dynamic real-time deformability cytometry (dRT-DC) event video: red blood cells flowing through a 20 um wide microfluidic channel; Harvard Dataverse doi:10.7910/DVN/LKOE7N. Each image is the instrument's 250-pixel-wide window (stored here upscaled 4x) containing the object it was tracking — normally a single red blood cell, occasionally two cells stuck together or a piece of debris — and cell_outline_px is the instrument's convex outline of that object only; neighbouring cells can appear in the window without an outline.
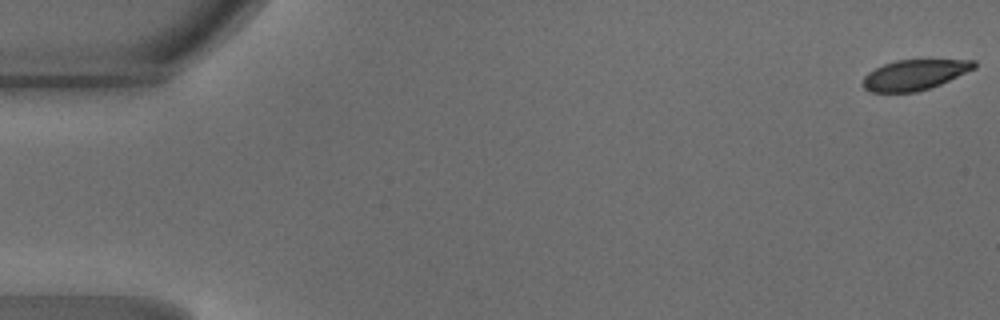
{"species": "common noctule bat (a hibernating species)", "species_latin": "Nyctalus noctula", "temperature_condition": "warm", "stored_images_in_passage": 14, "camera_frame_rate_fps": 3000, "um_per_image_px": 0.085, "animal": {"sex": "male", "body_mass_g": 18.8}, "frame": {"image": 1, "passage_image": 1, "time_ms": 0.0, "image_size_px": [1000, 320], "cell_outline_px": [[976, 68], [940, 84], [916, 92], [868, 92], [860, 84], [864, 76], [868, 72], [884, 64], [896, 60], [976, 60]], "centroid_in_image_um": [77.7, 6.36], "position_along_channel_um": 7.3, "area_um2": 19.65}}